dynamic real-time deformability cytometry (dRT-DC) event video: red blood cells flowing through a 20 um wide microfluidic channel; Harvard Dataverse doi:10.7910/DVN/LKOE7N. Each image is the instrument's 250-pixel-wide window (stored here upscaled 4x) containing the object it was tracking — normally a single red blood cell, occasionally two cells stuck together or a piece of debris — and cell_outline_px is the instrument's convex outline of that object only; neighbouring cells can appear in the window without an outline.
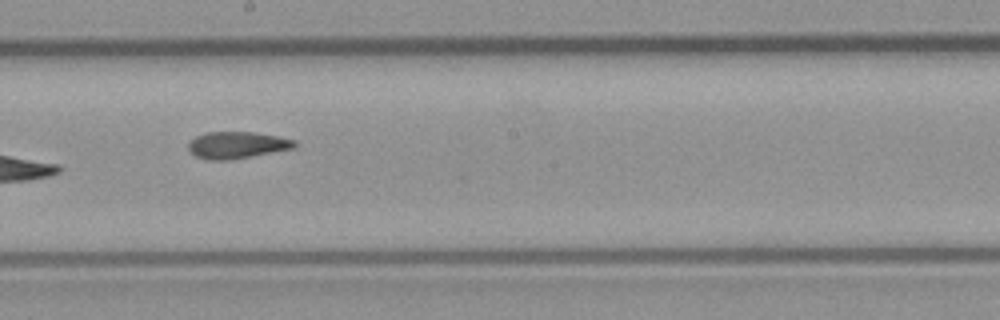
{"species": "common noctule bat (a hibernating species)", "species_latin": "Nyctalus noctula", "temperature_condition": "room temperature", "stored_images_in_passage": 10, "camera_frame_rate_fps": 3000, "um_per_image_px": 0.085, "animal": {"sex": "male", "body_mass_g": 23.1, "forearm_length_mm": 52.7}, "frame": {"image": 1, "passage_image": 9, "time_ms": 9.333, "image_size_px": [1000, 320], "cell_outline_px": [[296, 144], [292, 148], [232, 160], [208, 160], [196, 156], [188, 148], [188, 144], [196, 136], [208, 132], [252, 132], [280, 136], [296, 140]], "centroid_in_image_um": [20.15, 12.33], "position_along_channel_um": 228.1, "area_um2": 16.47}}
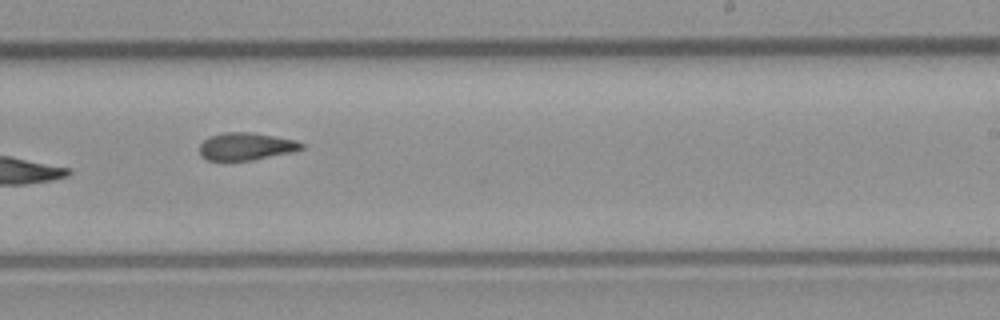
{"frame": {"image": 2, "passage_image": 10, "time_ms": 10.333, "image_size_px": [1000, 320], "cell_outline_px": [[304, 148], [292, 152], [252, 160], [208, 160], [200, 156], [200, 144], [208, 136], [224, 132], [252, 132], [296, 140], [304, 144]], "centroid_in_image_um": [20.9, 12.43], "position_along_channel_um": 268.1, "area_um2": 16.36}}